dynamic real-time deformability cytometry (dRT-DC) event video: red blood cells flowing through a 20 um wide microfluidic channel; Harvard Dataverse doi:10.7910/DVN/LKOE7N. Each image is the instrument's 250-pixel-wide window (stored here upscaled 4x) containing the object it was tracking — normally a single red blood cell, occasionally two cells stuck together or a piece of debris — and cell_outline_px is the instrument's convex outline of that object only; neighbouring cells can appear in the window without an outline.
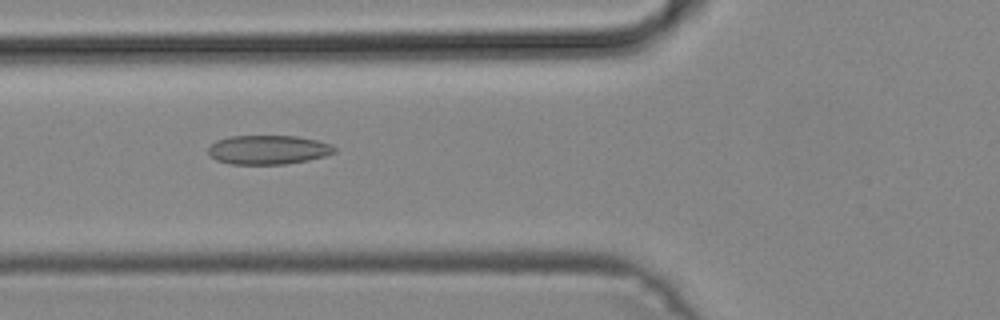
{"species": "common noctule bat (a hibernating species)", "species_latin": "Nyctalus noctula", "temperature_condition": "cold", "stored_images_in_passage": 50, "camera_frame_rate_fps": 3000, "um_per_image_px": 0.085, "animal": {"sex": "male", "body_mass_g": 19.2, "forearm_length_mm": 51.8}, "frame": {"image": 1, "passage_image": 19, "time_ms": 6.0, "image_size_px": [1000, 320], "cell_outline_px": [[336, 152], [324, 156], [308, 160], [288, 164], [232, 164], [216, 160], [208, 152], [208, 148], [216, 140], [228, 136], [296, 136], [316, 140], [328, 144], [336, 148]], "centroid_in_image_um": [22.78, 12.73], "position_along_channel_um": 103.0, "area_um2": 21.33}}
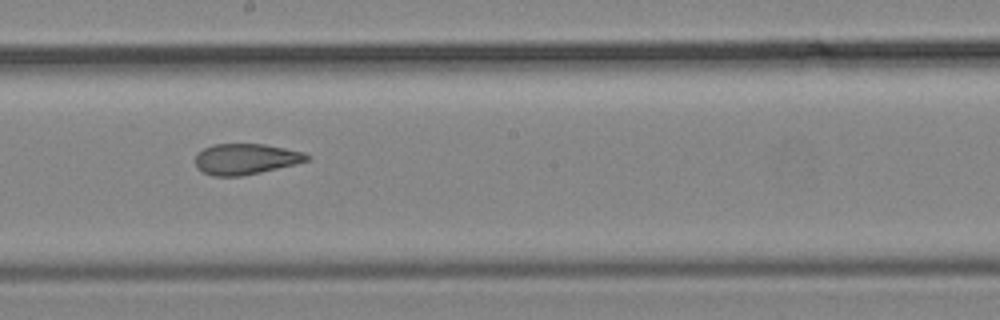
{"frame": {"image": 2, "passage_image": 28, "time_ms": 9.0, "image_size_px": [1000, 320], "cell_outline_px": [[312, 156], [308, 160], [260, 172], [240, 176], [212, 176], [196, 168], [196, 152], [212, 144], [264, 144], [304, 152]], "centroid_in_image_um": [20.84, 13.51], "position_along_channel_um": 227.4, "area_um2": 19.88}}
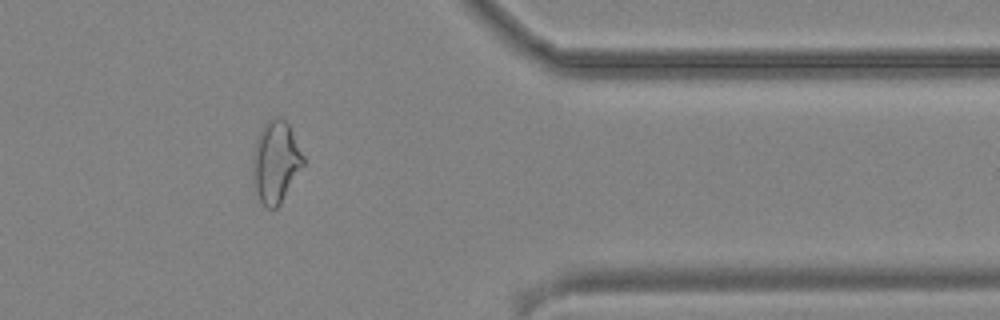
{"frame": {"image": 3, "passage_image": 41, "time_ms": 13.333, "image_size_px": [1000, 320], "cell_outline_px": [[304, 164], [280, 204], [276, 208], [264, 208], [260, 200], [256, 188], [252, 172], [256, 144], [260, 132], [264, 124], [268, 120], [276, 116], [280, 116], [288, 124], [304, 156]], "centroid_in_image_um": [23.46, 13.76], "position_along_channel_um": 387.9, "area_um2": 23.52}}